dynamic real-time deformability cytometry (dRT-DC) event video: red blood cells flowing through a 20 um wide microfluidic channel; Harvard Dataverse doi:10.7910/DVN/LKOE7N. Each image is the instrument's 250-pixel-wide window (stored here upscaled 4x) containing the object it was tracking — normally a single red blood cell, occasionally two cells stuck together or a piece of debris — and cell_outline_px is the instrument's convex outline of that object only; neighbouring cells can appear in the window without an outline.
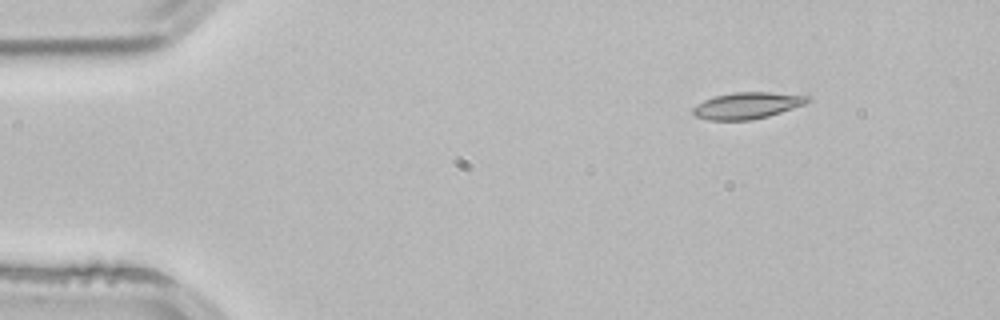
{"species": "common noctule bat (a hibernating species)", "species_latin": "Nyctalus noctula", "temperature_condition": "room temperature", "stored_images_in_passage": 3, "segment_of_instrument_passage": [1, 2], "camera_frame_rate_fps": 3000, "um_per_image_px": 0.085, "animal": {"sex": "male", "body_mass_g": 21.5, "forearm_length_mm": 52.0}, "frame": {"image": 1, "passage_image": 1, "time_ms": 0.0, "image_size_px": [1000, 320], "cell_outline_px": [[812, 100], [804, 104], [768, 116], [752, 120], [708, 120], [696, 116], [692, 112], [692, 108], [696, 104], [704, 100], [716, 96], [736, 92], [768, 92], [808, 96]], "centroid_in_image_um": [63.48, 8.97], "position_along_channel_um": 21.5, "area_um2": 17.51}}